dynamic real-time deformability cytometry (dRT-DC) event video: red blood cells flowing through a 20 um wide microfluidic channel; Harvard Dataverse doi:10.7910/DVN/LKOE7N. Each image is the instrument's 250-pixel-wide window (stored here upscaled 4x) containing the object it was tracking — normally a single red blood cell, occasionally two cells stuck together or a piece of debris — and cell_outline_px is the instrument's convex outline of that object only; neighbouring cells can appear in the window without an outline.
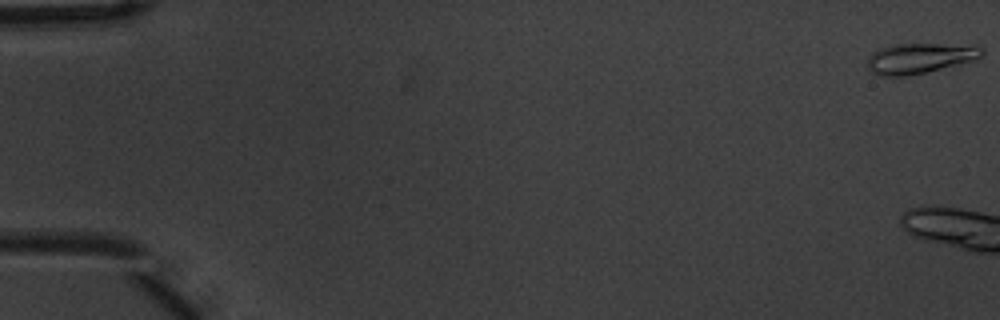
{"species": "common noctule bat (a hibernating species)", "species_latin": "Nyctalus noctula", "temperature_condition": "warm", "stored_images_in_passage": 5, "camera_frame_rate_fps": 3000, "um_per_image_px": 0.085, "animal": {"sex": "male", "body_mass_g": 20.1, "forearm_length_mm": 53.5}, "frame": {"image": 1, "passage_image": 1, "time_ms": 0.0, "image_size_px": [1000, 320], "cell_outline_px": [[984, 52], [980, 56], [972, 60], [960, 64], [924, 72], [904, 76], [876, 76], [868, 68], [868, 56], [872, 52], [880, 48], [892, 44], [972, 44], [984, 48]], "centroid_in_image_um": [78.17, 4.93], "position_along_channel_um": 6.8, "area_um2": 20.35}}